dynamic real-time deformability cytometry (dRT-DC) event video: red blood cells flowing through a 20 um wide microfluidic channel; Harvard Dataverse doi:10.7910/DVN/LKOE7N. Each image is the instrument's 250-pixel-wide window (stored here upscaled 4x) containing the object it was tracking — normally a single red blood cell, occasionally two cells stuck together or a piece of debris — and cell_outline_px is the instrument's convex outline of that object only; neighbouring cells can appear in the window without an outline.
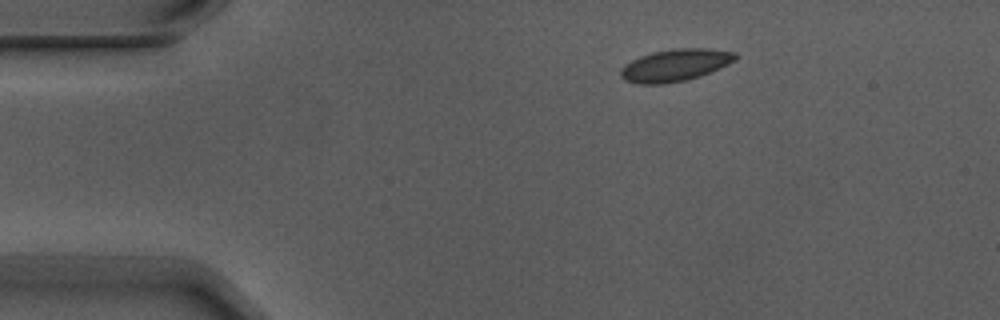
{"species": "Egyptian fruit bat (a non-hibernating species)", "species_latin": "Rousettus aegyptiacus", "temperature_condition": "warm", "stored_images_in_passage": 6, "camera_frame_rate_fps": 3000, "um_per_image_px": 0.085, "animal": {"sex": "male"}, "frame": {"image": 1, "passage_image": 6, "time_ms": 1.667, "image_size_px": [1000, 320], "cell_outline_px": [[736, 60], [728, 64], [700, 76], [684, 80], [664, 84], [640, 84], [624, 80], [620, 76], [620, 72], [624, 64], [640, 56], [652, 52], [676, 48], [712, 48], [736, 52]], "centroid_in_image_um": [57.38, 5.53], "position_along_channel_um": 27.6, "area_um2": 21.5}}